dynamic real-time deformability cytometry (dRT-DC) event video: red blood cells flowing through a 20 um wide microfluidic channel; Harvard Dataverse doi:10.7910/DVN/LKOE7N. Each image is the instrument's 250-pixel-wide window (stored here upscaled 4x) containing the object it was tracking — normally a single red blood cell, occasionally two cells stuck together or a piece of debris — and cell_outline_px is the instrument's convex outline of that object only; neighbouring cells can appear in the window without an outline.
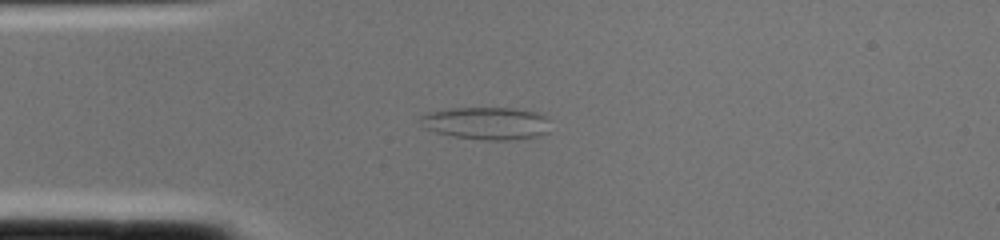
{"species": "common noctule bat (a hibernating species)", "species_latin": "Nyctalus noctula", "temperature_condition": "cold", "stored_images_in_passage": 1, "camera_frame_rate_fps": 3000, "um_per_image_px": 0.085, "animal": {"sex": "female", "body_mass_g": 22.0, "forearm_length_mm": 56.7}, "frame": {"image": 1, "passage_image": 1, "time_ms": 0.0, "image_size_px": [1000, 240], "cell_outline_px": [[548, 132], [536, 136], [508, 140], [488, 140], [452, 136], [436, 132], [428, 128], [420, 120], [420, 116], [432, 112], [452, 108], [512, 108], [536, 112], [544, 116], [548, 120]], "centroid_in_image_um": [41.38, 10.47], "position_along_channel_um": 43.6, "area_um2": 24.16}}